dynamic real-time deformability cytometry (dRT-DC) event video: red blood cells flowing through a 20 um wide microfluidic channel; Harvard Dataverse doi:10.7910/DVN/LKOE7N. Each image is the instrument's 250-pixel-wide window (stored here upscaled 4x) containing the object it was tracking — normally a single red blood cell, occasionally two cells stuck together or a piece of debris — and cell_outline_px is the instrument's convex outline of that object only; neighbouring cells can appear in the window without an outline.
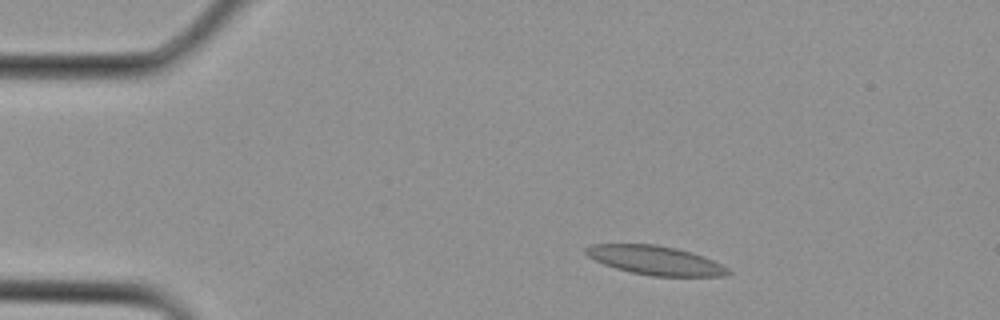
{"species": "Egyptian fruit bat (a non-hibernating species)", "species_latin": "Rousettus aegyptiacus", "temperature_condition": "cold", "stored_images_in_passage": 14, "camera_frame_rate_fps": 3000, "um_per_image_px": 0.085, "animal": {"sex": "female"}, "frame": {"image": 1, "passage_image": 3, "time_ms": 0.667, "image_size_px": [1000, 320], "cell_outline_px": [[732, 272], [724, 276], [652, 276], [632, 272], [616, 268], [604, 264], [588, 256], [584, 252], [584, 248], [592, 244], [656, 244], [676, 248], [712, 260], [728, 268]], "centroid_in_image_um": [55.67, 22.12], "position_along_channel_um": 29.3, "area_um2": 23.7}}
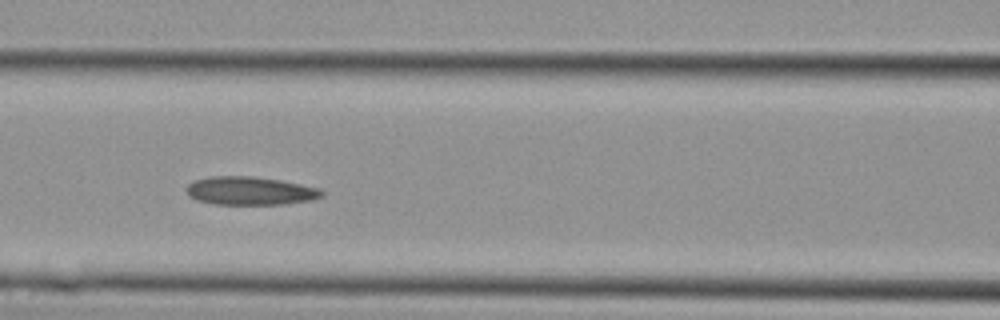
{"frame": {"image": 2, "passage_image": 11, "time_ms": 3.333, "image_size_px": [1000, 320], "cell_outline_px": [[324, 196], [312, 200], [284, 204], [212, 204], [196, 200], [188, 196], [184, 188], [188, 184], [196, 180], [212, 176], [252, 176], [280, 180], [320, 188], [324, 192]], "centroid_in_image_um": [21.25, 16.22], "position_along_channel_um": 145.4, "area_um2": 22.48}}
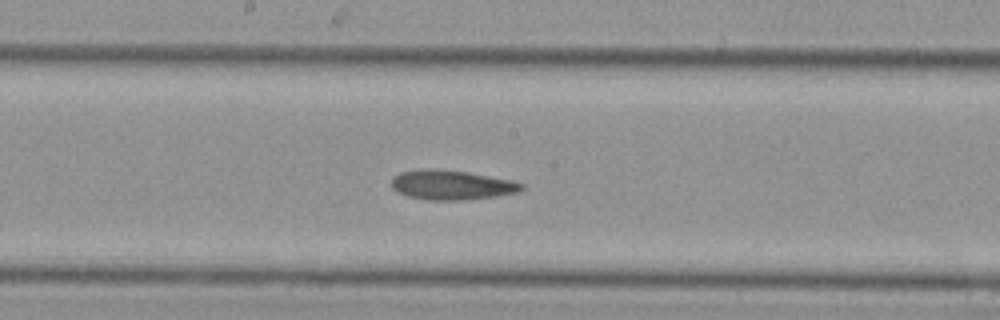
{"frame": {"image": 3, "passage_image": 14, "time_ms": 4.333, "image_size_px": [1000, 320], "cell_outline_px": [[524, 188], [516, 192], [496, 196], [460, 200], [428, 200], [408, 196], [396, 192], [392, 188], [392, 176], [400, 172], [424, 168], [436, 168], [468, 172], [512, 180], [524, 184]], "centroid_in_image_um": [38.34, 15.71], "position_along_channel_um": 209.9, "area_um2": 22.54}}